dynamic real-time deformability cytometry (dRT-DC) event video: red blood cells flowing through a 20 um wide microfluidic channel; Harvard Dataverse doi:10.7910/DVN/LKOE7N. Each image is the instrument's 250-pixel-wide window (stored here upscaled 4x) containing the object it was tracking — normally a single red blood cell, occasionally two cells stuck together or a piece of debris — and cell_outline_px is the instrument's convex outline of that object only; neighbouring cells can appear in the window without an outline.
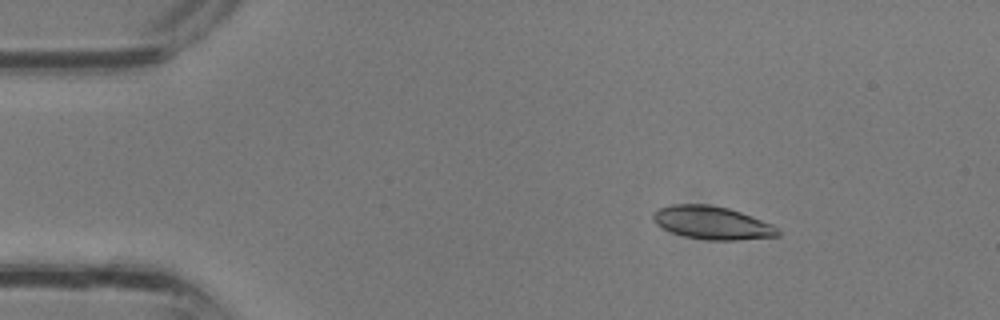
{"species": "common noctule bat (a hibernating species)", "species_latin": "Nyctalus noctula", "temperature_condition": "room temperature", "stored_images_in_passage": 34, "camera_frame_rate_fps": 3000, "um_per_image_px": 0.085, "animal": {"sex": "male", "body_mass_g": 13.3}, "frame": {"image": 1, "passage_image": 5, "time_ms": 1.333, "image_size_px": [1000, 320], "cell_outline_px": [[780, 236], [736, 240], [708, 240], [684, 236], [672, 232], [656, 224], [652, 220], [652, 212], [660, 208], [672, 204], [708, 204], [728, 208], [752, 216], [772, 224], [780, 228]], "centroid_in_image_um": [60.54, 18.93], "position_along_channel_um": 24.5, "area_um2": 24.1}}
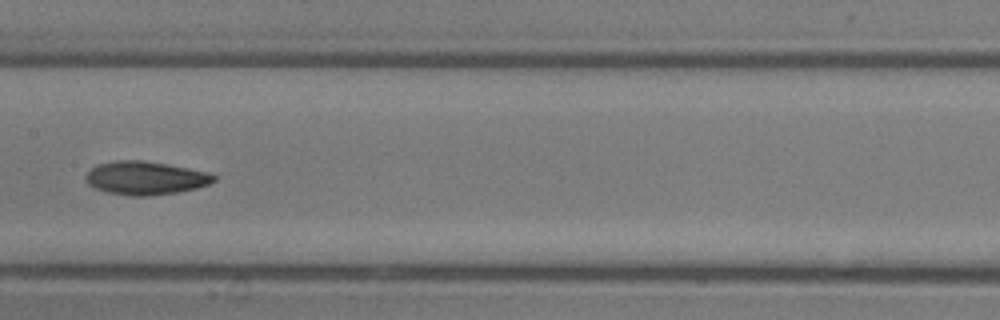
{"frame": {"image": 2, "passage_image": 17, "time_ms": 5.333, "image_size_px": [1000, 320], "cell_outline_px": [[216, 180], [208, 184], [196, 188], [180, 192], [148, 196], [132, 196], [108, 192], [96, 188], [88, 184], [84, 180], [84, 176], [96, 164], [116, 160], [144, 160], [168, 164], [212, 172], [216, 176]], "centroid_in_image_um": [12.38, 15.12], "position_along_channel_um": 195.0, "area_um2": 25.2}}
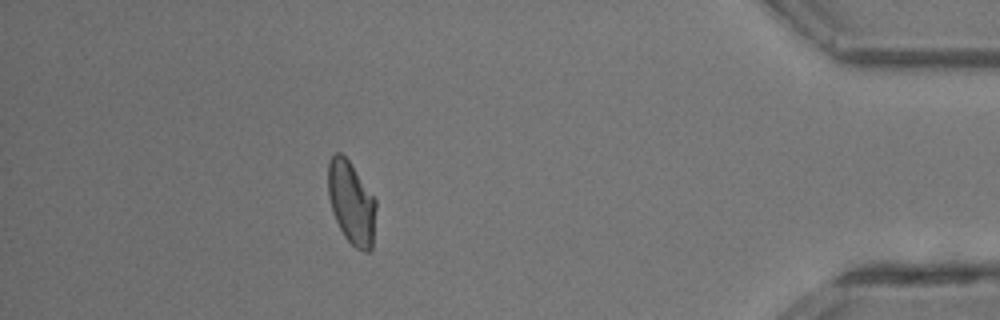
{"frame": {"image": 3, "passage_image": 30, "time_ms": 9.667, "image_size_px": [1000, 320], "cell_outline_px": [[376, 208], [372, 248], [368, 252], [364, 252], [356, 248], [344, 236], [332, 212], [328, 196], [328, 160], [336, 152], [340, 152], [348, 160], [376, 200]], "centroid_in_image_um": [29.86, 17.24], "position_along_channel_um": 405.3, "area_um2": 23.0}}